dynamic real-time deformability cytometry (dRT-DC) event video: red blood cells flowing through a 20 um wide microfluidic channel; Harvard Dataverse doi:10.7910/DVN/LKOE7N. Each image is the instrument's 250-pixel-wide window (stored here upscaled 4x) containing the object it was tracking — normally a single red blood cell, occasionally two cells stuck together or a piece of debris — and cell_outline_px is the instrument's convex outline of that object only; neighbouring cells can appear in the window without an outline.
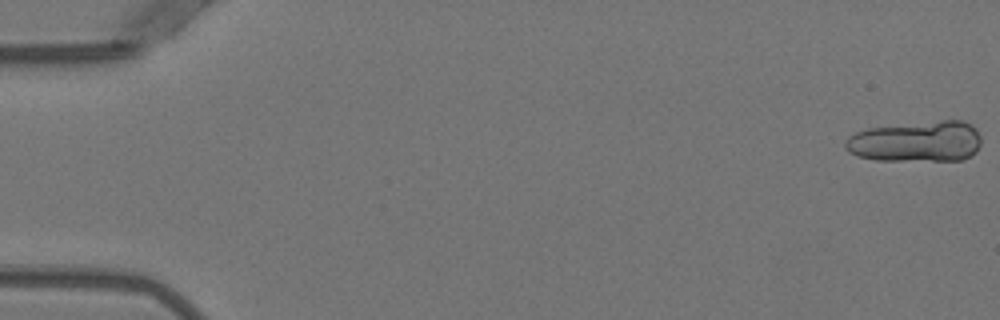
{"species": "Egyptian fruit bat (a non-hibernating species)", "species_latin": "Rousettus aegyptiacus", "temperature_condition": "warm", "stored_images_in_passage": 13, "camera_frame_rate_fps": 3000, "um_per_image_px": 0.085, "animal": {"sex": "female"}, "frame": {"image": 1, "passage_image": 1, "time_ms": 0.0, "image_size_px": [1000, 320], "cell_outline_px": [[980, 144], [976, 152], [960, 160], [876, 160], [856, 156], [848, 152], [844, 148], [844, 144], [848, 136], [856, 132], [868, 128], [940, 120], [964, 120], [972, 124], [976, 128], [980, 136]], "centroid_in_image_um": [77.87, 12.02], "position_along_channel_um": 7.1, "area_um2": 32.6}}